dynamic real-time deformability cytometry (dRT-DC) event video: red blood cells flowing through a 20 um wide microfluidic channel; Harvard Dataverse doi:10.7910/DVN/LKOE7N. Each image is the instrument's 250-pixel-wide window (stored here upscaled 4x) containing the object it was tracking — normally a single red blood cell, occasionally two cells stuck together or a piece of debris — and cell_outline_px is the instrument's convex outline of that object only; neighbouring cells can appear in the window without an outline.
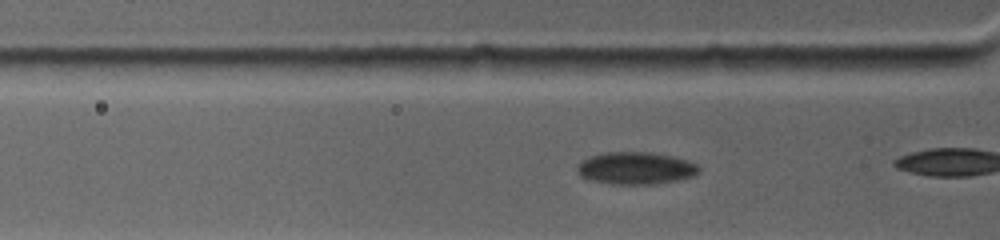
{"species": "common noctule bat (a hibernating species)", "species_latin": "Nyctalus noctula", "temperature_condition": "warm", "stored_images_in_passage": 42, "camera_frame_rate_fps": 4500, "um_per_image_px": 0.085, "animal": {"sex": "female", "body_mass_g": 19.0, "forearm_length_mm": 53.3}, "frame": {"image": 1, "passage_image": 7, "time_ms": 1.778, "image_size_px": [1000, 240], "cell_outline_px": [[700, 172], [696, 176], [656, 184], [612, 184], [588, 180], [580, 176], [576, 168], [576, 164], [580, 160], [588, 156], [604, 152], [652, 152], [672, 156], [688, 160], [696, 164], [700, 168]], "centroid_in_image_um": [54.01, 14.29], "position_along_channel_um": 71.8, "area_um2": 23.35}, "authors_computed_cell_mechanics": {"area_um2": 23.8136, "velocity_mm_per_s": 3.6807, "shape_relaxation_time_tau1_ms": 5.1529, "shape_relaxation_time_tau2_ms": null, "deformation_change_tau1": 0.0854, "deformation_change_tau2": null}}